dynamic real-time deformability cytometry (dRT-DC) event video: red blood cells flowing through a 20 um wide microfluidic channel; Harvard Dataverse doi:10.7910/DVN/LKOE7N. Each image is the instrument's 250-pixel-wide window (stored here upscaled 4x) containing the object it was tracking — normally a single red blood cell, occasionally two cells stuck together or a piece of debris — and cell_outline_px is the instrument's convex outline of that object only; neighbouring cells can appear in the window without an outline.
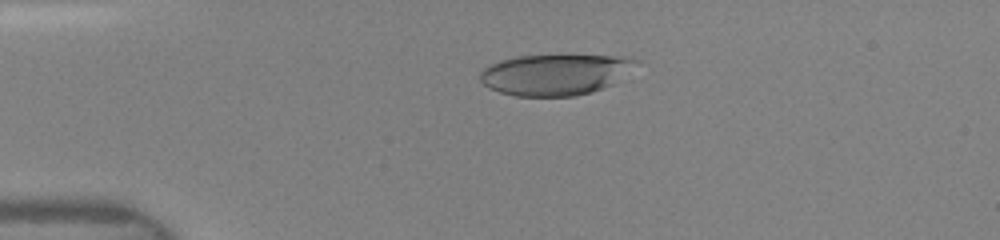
{"species": "human", "species_latin": "Homo sapiens", "temperature_condition": "room temperature", "stored_images_in_passage": 13, "camera_frame_rate_fps": 3000, "um_per_image_px": 0.085, "donor": {"sex": "female"}, "frame": {"image": 1, "passage_image": 1, "time_ms": 0.0, "image_size_px": [1000, 240], "cell_outline_px": [[640, 60], [612, 84], [592, 92], [572, 96], [516, 96], [500, 92], [488, 88], [480, 80], [480, 72], [484, 68], [500, 60], [516, 56], [628, 56]], "centroid_in_image_um": [47.15, 6.34], "position_along_channel_um": 37.8, "area_um2": 36.76}}
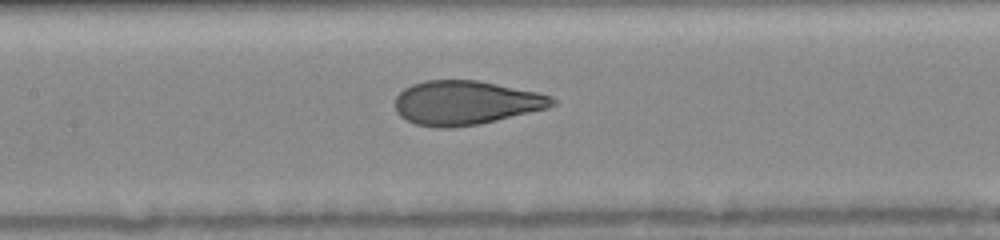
{"frame": {"image": 2, "passage_image": 7, "time_ms": 4.0, "image_size_px": [1000, 240], "cell_outline_px": [[556, 104], [548, 108], [480, 124], [448, 128], [436, 128], [416, 124], [400, 116], [396, 112], [396, 96], [404, 88], [412, 84], [424, 80], [476, 80], [536, 92], [552, 96], [556, 100]], "centroid_in_image_um": [39.58, 8.74], "position_along_channel_um": 167.8, "area_um2": 40.29}}
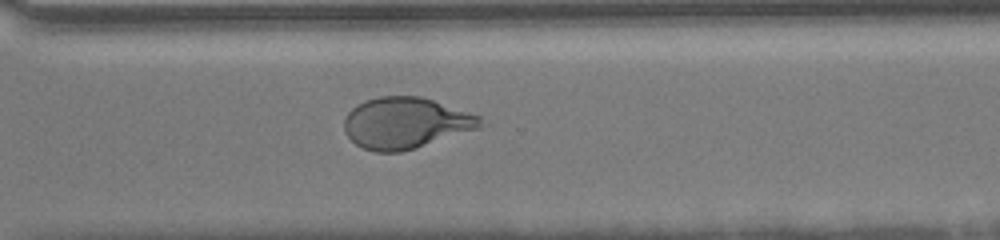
{"frame": {"image": 3, "passage_image": 13, "time_ms": 8.0, "image_size_px": [1000, 240], "cell_outline_px": [[488, 124], [480, 128], [400, 152], [376, 152], [364, 148], [356, 144], [344, 132], [344, 120], [348, 112], [356, 104], [364, 100], [380, 96], [420, 96], [480, 116]], "centroid_in_image_um": [34.47, 10.45], "position_along_channel_um": 336.1, "area_um2": 40.52}}